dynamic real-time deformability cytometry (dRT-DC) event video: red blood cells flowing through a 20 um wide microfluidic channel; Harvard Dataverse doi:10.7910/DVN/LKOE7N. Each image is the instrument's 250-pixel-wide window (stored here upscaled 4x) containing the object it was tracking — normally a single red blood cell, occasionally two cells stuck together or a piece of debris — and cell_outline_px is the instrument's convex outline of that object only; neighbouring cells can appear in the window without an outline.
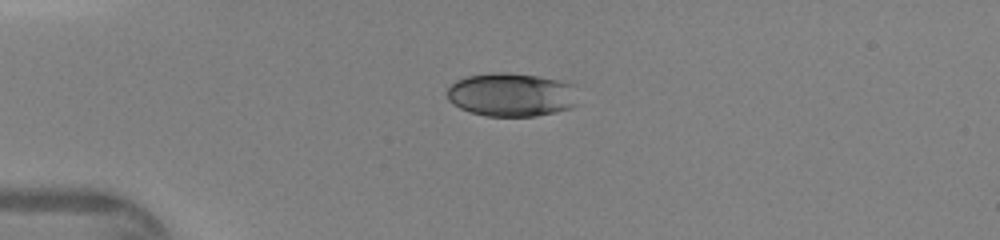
{"species": "human", "species_latin": "Homo sapiens", "temperature_condition": "warm", "stored_images_in_passage": 35, "camera_frame_rate_fps": 3000, "um_per_image_px": 0.085, "donor": {"sex": "female"}, "frame": {"image": 1, "passage_image": 1, "time_ms": 0.0, "image_size_px": [1000, 240], "cell_outline_px": [[576, 104], [572, 108], [556, 112], [536, 116], [488, 116], [468, 112], [452, 104], [448, 100], [448, 88], [456, 80], [468, 76], [492, 72], [508, 72], [536, 76], [576, 84]], "centroid_in_image_um": [43.48, 8.05], "position_along_channel_um": 41.5, "area_um2": 33.52}}
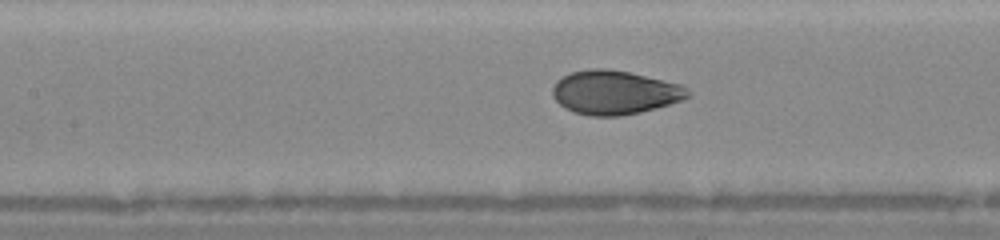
{"frame": {"image": 2, "passage_image": 11, "time_ms": 3.333, "image_size_px": [1000, 240], "cell_outline_px": [[688, 96], [680, 100], [656, 108], [640, 112], [620, 116], [588, 116], [572, 112], [564, 108], [552, 96], [552, 88], [556, 80], [572, 72], [592, 68], [608, 68], [628, 72], [680, 84], [688, 92]], "centroid_in_image_um": [52.17, 7.86], "position_along_channel_um": 155.2, "area_um2": 34.39}}
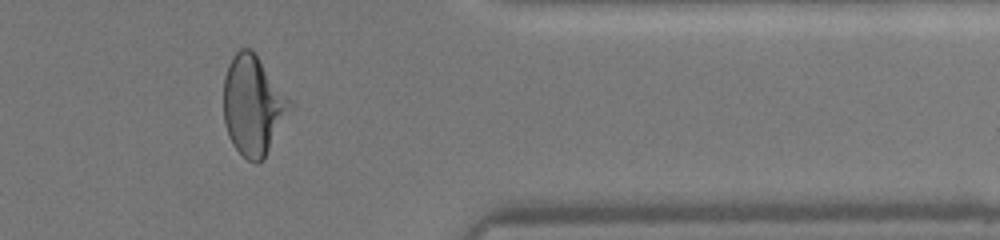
{"frame": {"image": 3, "passage_image": 28, "time_ms": 9.0, "image_size_px": [1000, 240], "cell_outline_px": [[292, 104], [264, 160], [256, 164], [248, 160], [232, 144], [228, 136], [224, 120], [224, 76], [228, 64], [232, 56], [240, 48], [248, 48], [256, 52]], "centroid_in_image_um": [21.47, 8.94], "position_along_channel_um": 389.9, "area_um2": 38.03}}